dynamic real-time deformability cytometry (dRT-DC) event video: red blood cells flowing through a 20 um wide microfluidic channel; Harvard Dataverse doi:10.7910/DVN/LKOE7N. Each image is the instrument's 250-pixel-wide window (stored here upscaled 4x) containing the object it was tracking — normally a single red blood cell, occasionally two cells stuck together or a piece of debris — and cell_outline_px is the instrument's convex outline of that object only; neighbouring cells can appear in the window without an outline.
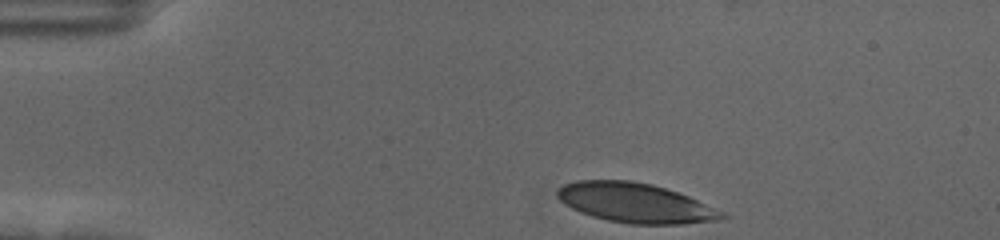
{"species": "human", "species_latin": "Homo sapiens", "temperature_condition": "cold", "stored_images_in_passage": 38, "camera_frame_rate_fps": 3000, "um_per_image_px": 0.085, "donor": {"sex": "female"}, "frame": {"image": 1, "passage_image": 1, "time_ms": 0.0, "image_size_px": [1000, 240], "cell_outline_px": [[732, 216], [720, 220], [680, 224], [632, 224], [608, 220], [592, 216], [580, 212], [564, 204], [556, 196], [556, 192], [564, 184], [576, 180], [632, 180], [652, 184], [688, 196], [724, 212]], "centroid_in_image_um": [54.01, 17.25], "position_along_channel_um": 31.0, "area_um2": 37.97}}
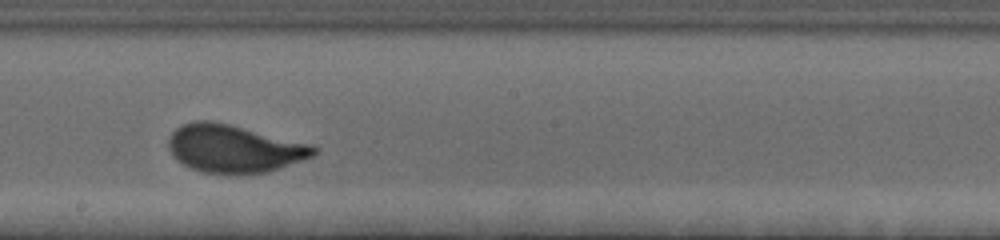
{"frame": {"image": 2, "passage_image": 23, "time_ms": 7.333, "image_size_px": [1000, 240], "cell_outline_px": [[320, 148], [312, 156], [280, 168], [268, 172], [228, 176], [204, 172], [192, 168], [176, 160], [172, 156], [168, 148], [168, 136], [176, 128], [184, 124], [196, 120], [208, 120], [228, 124], [312, 144]], "centroid_in_image_um": [19.87, 12.66], "position_along_channel_um": 228.3, "area_um2": 40.81}}
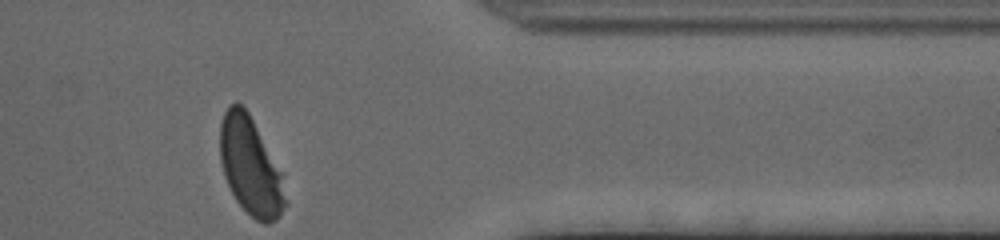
{"frame": {"image": 3, "passage_image": 38, "time_ms": 12.333, "image_size_px": [1000, 240], "cell_outline_px": [[288, 204], [280, 216], [276, 220], [268, 224], [264, 224], [256, 220], [236, 200], [224, 176], [220, 160], [220, 124], [224, 112], [236, 100], [248, 112], [284, 172]], "centroid_in_image_um": [21.35, 14.16], "position_along_channel_um": 390.0, "area_um2": 37.92}, "authors_computed_cell_mechanics": {"area_um2": 39.5641, "velocity_mm_per_s": 3.532, "shape_relaxation_time_tau1_ms": 3.7514, "shape_relaxation_time_tau2_ms": null, "deformation_change_tau1": 0.1716, "deformation_change_tau2": null}}